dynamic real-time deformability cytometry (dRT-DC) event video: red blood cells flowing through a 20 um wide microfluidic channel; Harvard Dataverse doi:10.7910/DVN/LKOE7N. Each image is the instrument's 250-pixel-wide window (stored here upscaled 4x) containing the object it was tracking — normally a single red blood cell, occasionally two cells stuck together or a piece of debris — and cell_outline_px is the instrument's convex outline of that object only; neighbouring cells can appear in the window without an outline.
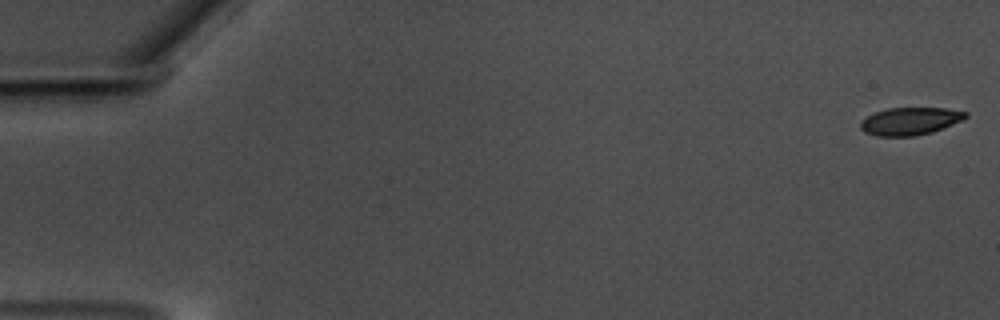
{"species": "common noctule bat (a hibernating species)", "species_latin": "Nyctalus noctula", "temperature_condition": "warm", "stored_images_in_passage": 59, "camera_frame_rate_fps": 3000, "um_per_image_px": 0.085, "animal": {"sex": "male", "body_mass_g": 17.5, "forearm_length_mm": 52.3}, "frame": {"image": 1, "passage_image": 1, "time_ms": 0.0, "image_size_px": [1000, 320], "cell_outline_px": [[968, 116], [964, 120], [932, 132], [916, 136], [876, 136], [864, 132], [860, 128], [860, 120], [876, 112], [888, 108], [944, 108], [968, 112]], "centroid_in_image_um": [77.36, 10.3], "position_along_channel_um": 7.6, "area_um2": 16.99}}
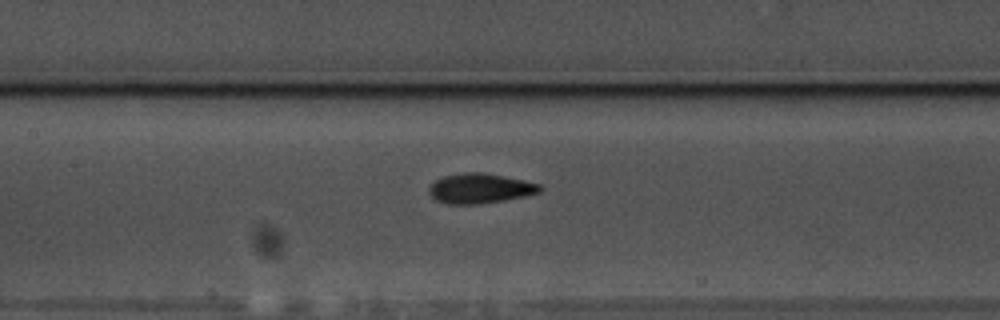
{"frame": {"image": 2, "passage_image": 28, "time_ms": 9.0, "image_size_px": [1000, 320], "cell_outline_px": [[544, 188], [540, 192], [524, 196], [504, 200], [480, 204], [448, 204], [436, 200], [428, 192], [428, 188], [436, 180], [444, 176], [464, 172], [484, 172], [524, 180], [540, 184]], "centroid_in_image_um": [40.81, 16.01], "position_along_channel_um": 166.6, "area_um2": 19.36}}
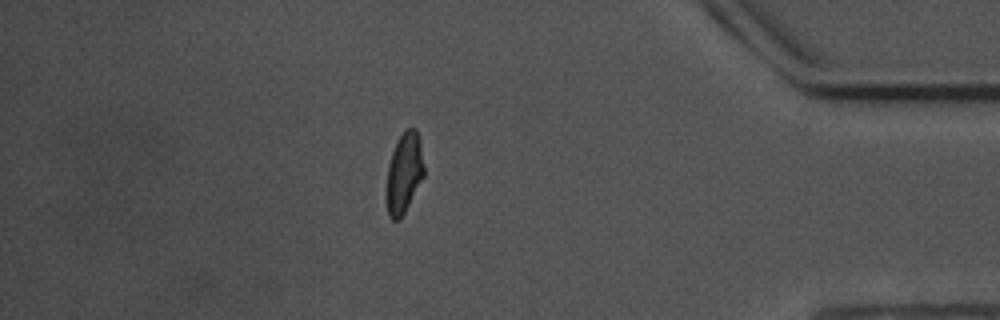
{"frame": {"image": 3, "passage_image": 51, "time_ms": 16.667, "image_size_px": [1000, 320], "cell_outline_px": [[424, 176], [400, 220], [392, 220], [388, 216], [384, 192], [388, 164], [396, 140], [404, 128], [416, 128], [420, 140], [424, 168]], "centroid_in_image_um": [34.31, 14.71], "position_along_channel_um": 400.9, "area_um2": 18.15}, "authors_computed_cell_mechanics": {"area_um2": 18.1492, "velocity_mm_per_s": 3.5269, "shape_relaxation_time_tau1_ms": 2.7159, "shape_relaxation_time_tau2_ms": 1.8512, "deformation_change_tau1": 0.1301, "deformation_change_tau2": 0.0728}}